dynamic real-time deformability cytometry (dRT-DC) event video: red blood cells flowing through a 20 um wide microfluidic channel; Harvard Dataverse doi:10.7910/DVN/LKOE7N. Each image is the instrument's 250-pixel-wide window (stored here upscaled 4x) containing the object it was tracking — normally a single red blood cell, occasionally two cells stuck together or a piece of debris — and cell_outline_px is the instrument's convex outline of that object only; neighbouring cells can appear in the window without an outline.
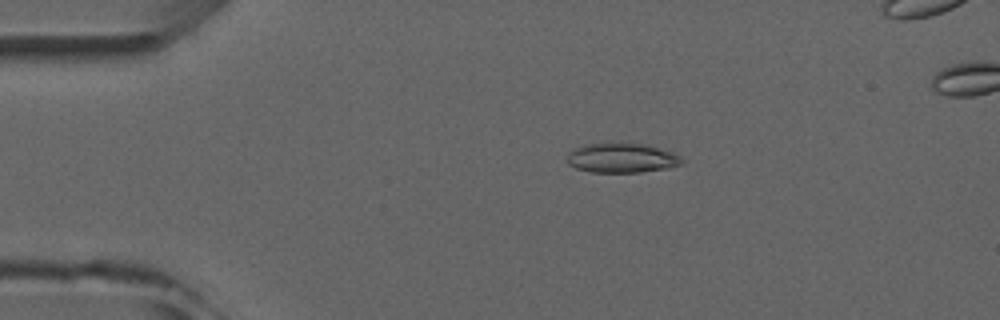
{"species": "common noctule bat (a hibernating species)", "species_latin": "Nyctalus noctula", "temperature_condition": "room temperature", "stored_images_in_passage": 5, "camera_frame_rate_fps": 3000, "um_per_image_px": 0.085, "animal": {"sex": "male", "forearm_length_mm": 52.5}, "frame": {"image": 1, "passage_image": 3, "time_ms": 2.333, "image_size_px": [1000, 320], "cell_outline_px": [[684, 160], [680, 164], [668, 168], [640, 172], [592, 172], [576, 168], [568, 164], [568, 152], [572, 148], [584, 144], [640, 144], [672, 152]], "centroid_in_image_um": [52.79, 13.44], "position_along_channel_um": 32.2, "area_um2": 19.36}}